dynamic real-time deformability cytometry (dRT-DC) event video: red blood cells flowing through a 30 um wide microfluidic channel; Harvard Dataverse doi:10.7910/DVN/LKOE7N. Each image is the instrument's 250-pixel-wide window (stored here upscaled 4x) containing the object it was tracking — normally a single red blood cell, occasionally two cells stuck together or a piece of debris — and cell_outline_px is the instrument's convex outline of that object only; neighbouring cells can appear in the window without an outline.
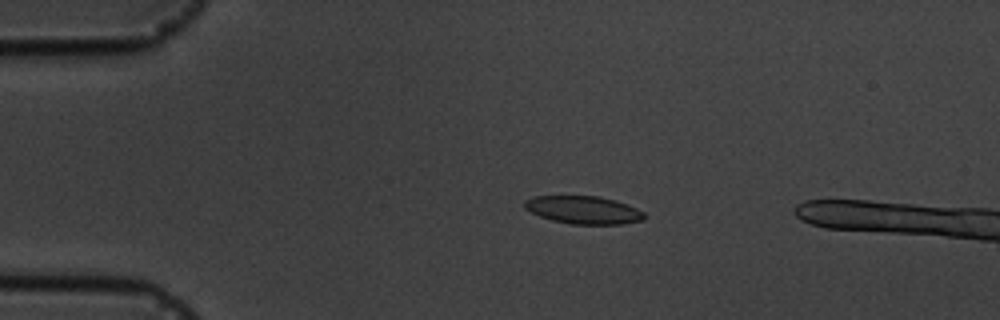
{"species": "common noctule bat (a hibernating species)", "species_latin": "Nyctalus noctula", "temperature_condition": "cold", "stored_images_in_passage": 4, "camera_frame_rate_fps": 3000, "um_per_image_px": 0.085, "animal": {"sex": "male", "body_mass_g": 19.5, "forearm_length_mm": 54.6}, "frame": {"image": 1, "passage_image": 3, "time_ms": 3.333, "image_size_px": [1000, 320], "cell_outline_px": [[644, 220], [620, 224], [572, 224], [552, 220], [540, 216], [524, 208], [524, 200], [532, 196], [600, 196], [616, 200], [628, 204], [644, 212]], "centroid_in_image_um": [49.6, 17.83], "position_along_channel_um": 35.4, "area_um2": 19.48}}